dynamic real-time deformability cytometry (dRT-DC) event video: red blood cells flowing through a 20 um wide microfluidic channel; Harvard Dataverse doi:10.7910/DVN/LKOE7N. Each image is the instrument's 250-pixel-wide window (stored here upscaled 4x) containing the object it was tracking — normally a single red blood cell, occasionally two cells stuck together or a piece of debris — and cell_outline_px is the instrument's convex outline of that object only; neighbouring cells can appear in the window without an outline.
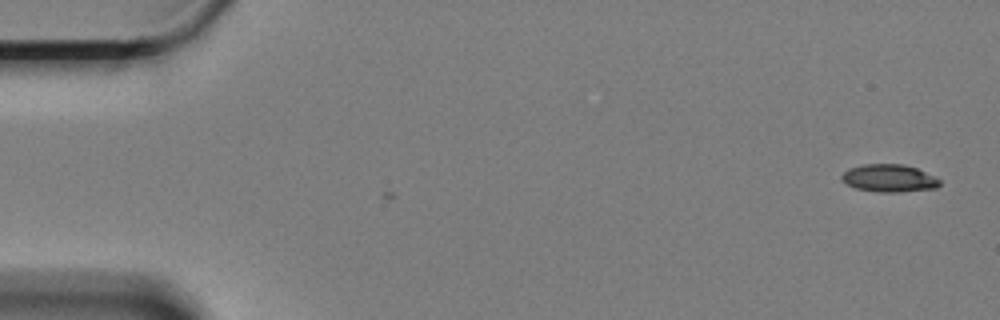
{"species": "Egyptian fruit bat (a non-hibernating species)", "species_latin": "Rousettus aegyptiacus", "temperature_condition": "cold", "stored_images_in_passage": 4, "camera_frame_rate_fps": 3000, "um_per_image_px": 0.085, "animal": {"sex": "female"}, "frame": {"image": 1, "passage_image": 4, "time_ms": 1.0, "image_size_px": [1000, 320], "cell_outline_px": [[940, 184], [936, 188], [900, 192], [876, 192], [856, 188], [840, 180], [840, 176], [848, 168], [864, 164], [904, 164], [916, 168], [940, 180]], "centroid_in_image_um": [75.53, 15.15], "position_along_channel_um": 9.5, "area_um2": 15.72}}